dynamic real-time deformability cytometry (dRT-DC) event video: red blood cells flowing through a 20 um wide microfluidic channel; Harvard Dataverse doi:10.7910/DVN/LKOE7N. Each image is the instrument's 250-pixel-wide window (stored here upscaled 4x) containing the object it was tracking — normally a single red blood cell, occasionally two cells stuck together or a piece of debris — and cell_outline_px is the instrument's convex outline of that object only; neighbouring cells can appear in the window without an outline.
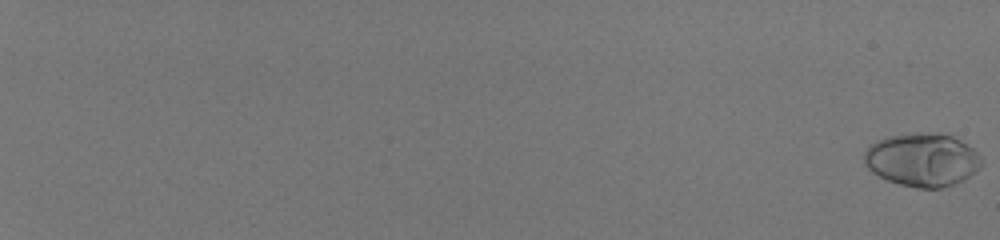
{"species": "human", "species_latin": "Homo sapiens", "temperature_condition": "room temperature", "stored_images_in_passage": 58, "camera_frame_rate_fps": 3000, "um_per_image_px": 0.085, "donor": {"sex": "male"}, "frame": {"image": 1, "passage_image": 1, "time_ms": 0.0, "image_size_px": [1000, 240], "cell_outline_px": [[984, 164], [976, 172], [964, 180], [940, 188], [916, 188], [900, 184], [888, 180], [872, 172], [864, 164], [864, 152], [872, 144], [888, 136], [916, 132], [940, 132], [952, 136], [960, 140], [972, 148], [980, 156]], "centroid_in_image_um": [78.42, 13.57], "position_along_channel_um": 6.6, "area_um2": 36.59}}
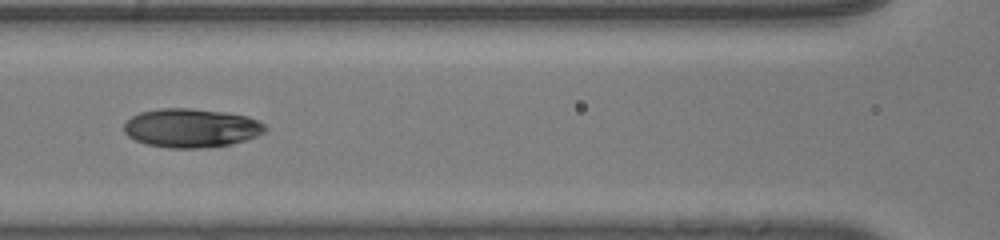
{"frame": {"image": 2, "passage_image": 34, "time_ms": 11.0, "image_size_px": [1000, 240], "cell_outline_px": [[268, 128], [264, 132], [256, 136], [232, 144], [204, 148], [168, 148], [144, 144], [128, 136], [124, 132], [124, 124], [132, 116], [140, 112], [160, 108], [192, 108], [224, 112], [248, 116], [264, 124]], "centroid_in_image_um": [16.24, 10.88], "position_along_channel_um": 150.4, "area_um2": 32.08}}
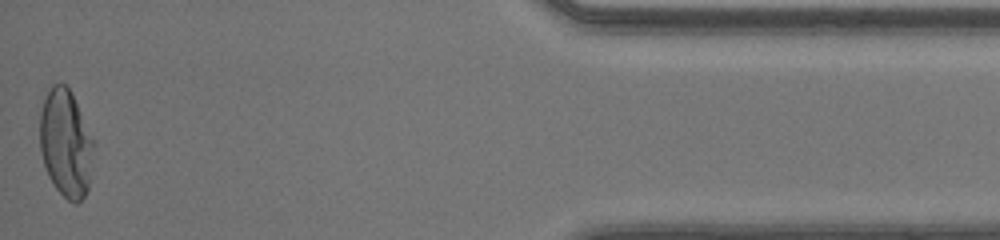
{"frame": {"image": 3, "passage_image": 58, "time_ms": 19.0, "image_size_px": [1000, 240], "cell_outline_px": [[96, 144], [88, 188], [84, 196], [76, 204], [72, 204], [56, 188], [48, 176], [44, 164], [40, 148], [40, 112], [44, 100], [52, 84], [64, 84], [72, 92]], "centroid_in_image_um": [5.62, 12.19], "position_along_channel_um": 429.6, "area_um2": 33.99}, "authors_computed_cell_mechanics": {"area_um2": 32.1079, "velocity_mm_per_s": 4.1456, "shape_relaxation_time_tau1_ms": 5.0804, "shape_relaxation_time_tau2_ms": 1.0857, "deformation_change_tau1": 0.2256, "deformation_change_tau2": 0.038}}